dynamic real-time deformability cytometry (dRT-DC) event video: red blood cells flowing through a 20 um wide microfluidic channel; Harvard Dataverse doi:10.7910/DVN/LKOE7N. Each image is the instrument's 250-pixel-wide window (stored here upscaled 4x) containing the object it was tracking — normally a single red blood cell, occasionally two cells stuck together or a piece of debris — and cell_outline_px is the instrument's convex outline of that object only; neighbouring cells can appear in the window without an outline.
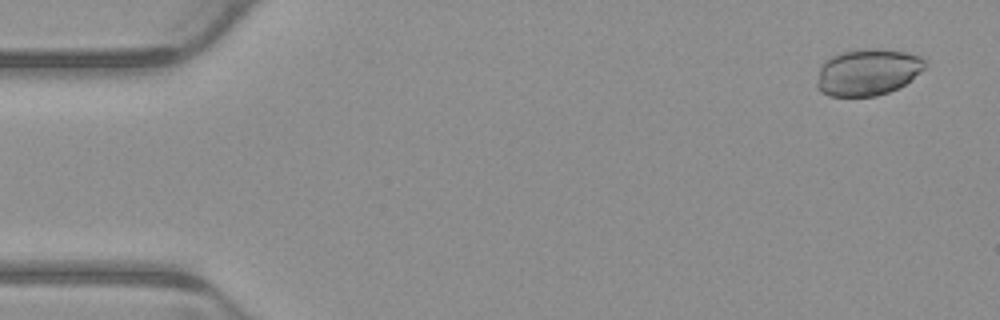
{"species": "common noctule bat (a hibernating species)", "species_latin": "Nyctalus noctula", "temperature_condition": "warm", "stored_images_in_passage": 7, "camera_frame_rate_fps": 3000, "um_per_image_px": 0.085, "animal": {"sex": "male", "body_mass_g": 23.1, "forearm_length_mm": 52.7}, "frame": {"image": 1, "passage_image": 1, "time_ms": 0.0, "image_size_px": [1000, 320], "cell_outline_px": [[924, 68], [920, 72], [904, 84], [888, 92], [876, 96], [828, 96], [820, 92], [816, 88], [816, 80], [820, 64], [824, 60], [832, 56], [844, 52], [868, 48], [872, 48], [904, 52], [920, 56], [924, 60]], "centroid_in_image_um": [73.68, 6.14], "position_along_channel_um": 11.3, "area_um2": 29.25}}